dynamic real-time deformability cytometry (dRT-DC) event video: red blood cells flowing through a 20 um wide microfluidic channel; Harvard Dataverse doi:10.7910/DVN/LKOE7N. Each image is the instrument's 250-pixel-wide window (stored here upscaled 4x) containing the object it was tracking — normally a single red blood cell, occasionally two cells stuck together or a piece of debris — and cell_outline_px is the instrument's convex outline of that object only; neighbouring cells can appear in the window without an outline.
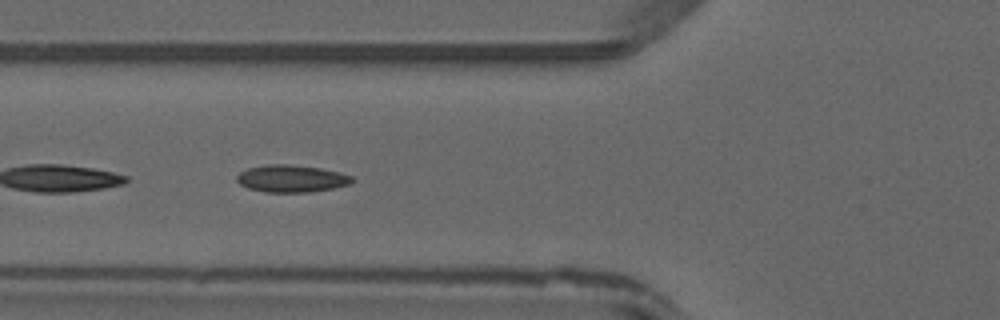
{"species": "common noctule bat (a hibernating species)", "species_latin": "Nyctalus noctula", "temperature_condition": "warm", "stored_images_in_passage": 41, "camera_frame_rate_fps": 3000, "um_per_image_px": 0.085, "animal": {"sex": "male", "forearm_length_mm": 52.5}, "frame": {"image": 1, "passage_image": 17, "time_ms": 5.333, "image_size_px": [1000, 320], "cell_outline_px": [[356, 180], [348, 184], [332, 188], [308, 192], [264, 192], [248, 188], [240, 184], [236, 180], [236, 176], [240, 172], [248, 168], [268, 164], [288, 164], [320, 168], [340, 172], [352, 176]], "centroid_in_image_um": [24.76, 15.17], "position_along_channel_um": 101.0, "area_um2": 18.26}}
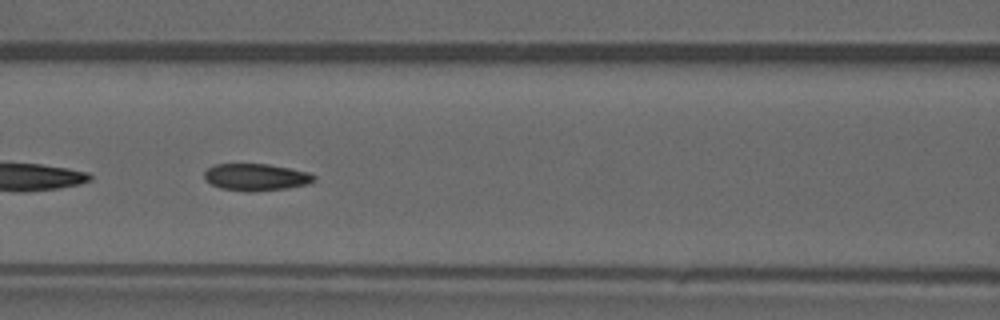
{"frame": {"image": 2, "passage_image": 20, "time_ms": 6.333, "image_size_px": [1000, 320], "cell_outline_px": [[316, 180], [308, 184], [288, 188], [248, 192], [220, 188], [204, 180], [204, 172], [212, 164], [268, 164], [308, 172], [316, 176]], "centroid_in_image_um": [21.74, 15.06], "position_along_channel_um": 144.9, "area_um2": 17.34}}